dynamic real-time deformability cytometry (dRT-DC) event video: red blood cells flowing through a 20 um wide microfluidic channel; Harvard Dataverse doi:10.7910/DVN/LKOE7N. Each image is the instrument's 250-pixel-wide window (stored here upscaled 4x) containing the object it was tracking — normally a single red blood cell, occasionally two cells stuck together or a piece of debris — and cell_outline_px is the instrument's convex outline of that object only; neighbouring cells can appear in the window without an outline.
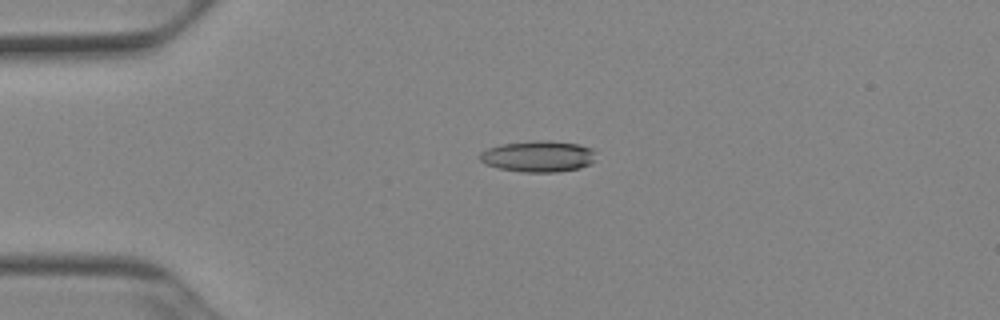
{"species": "Egyptian fruit bat (a non-hibernating species)", "species_latin": "Rousettus aegyptiacus", "temperature_condition": "cold", "stored_images_in_passage": 52, "camera_frame_rate_fps": 3000, "um_per_image_px": 0.085, "animal": {"sex": "female"}, "frame": {"image": 1, "passage_image": 13, "time_ms": 4.0, "image_size_px": [1000, 320], "cell_outline_px": [[596, 160], [592, 164], [580, 168], [556, 172], [524, 172], [500, 168], [484, 164], [480, 160], [480, 152], [488, 148], [500, 144], [536, 140], [548, 140], [580, 144], [592, 148], [596, 152]], "centroid_in_image_um": [45.8, 13.28], "position_along_channel_um": 39.2, "area_um2": 21.44}}
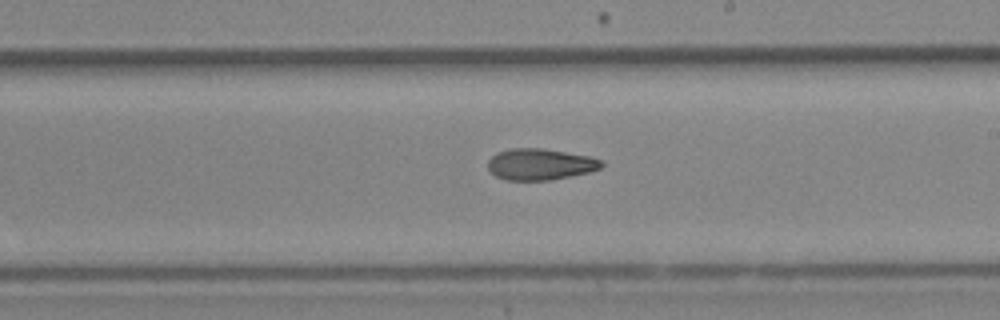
{"frame": {"image": 2, "passage_image": 31, "time_ms": 10.0, "image_size_px": [1000, 320], "cell_outline_px": [[604, 164], [600, 168], [592, 172], [552, 180], [504, 180], [496, 176], [488, 168], [488, 160], [496, 152], [512, 148], [544, 148], [592, 156], [600, 160]], "centroid_in_image_um": [45.94, 13.96], "position_along_channel_um": 243.1, "area_um2": 21.04}}
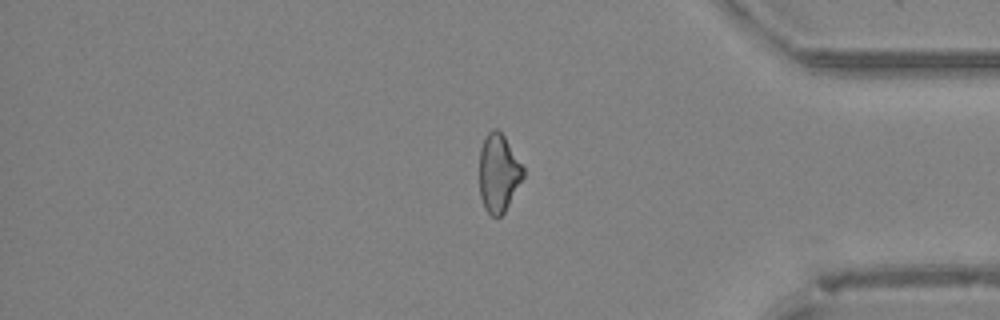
{"frame": {"image": 3, "passage_image": 44, "time_ms": 14.333, "image_size_px": [1000, 320], "cell_outline_px": [[524, 176], [504, 212], [500, 216], [492, 216], [484, 208], [480, 196], [480, 148], [484, 136], [492, 128], [496, 128], [504, 136], [524, 168]], "centroid_in_image_um": [42.36, 14.68], "position_along_channel_um": 392.8, "area_um2": 19.77}, "authors_computed_cell_mechanics": {"area_um2": 21.097, "velocity_mm_per_s": 3.94, "shape_relaxation_time_tau1_ms": null, "shape_relaxation_time_tau2_ms": 3.845, "deformation_change_tau1": null, "deformation_change_tau2": 0.1115}}